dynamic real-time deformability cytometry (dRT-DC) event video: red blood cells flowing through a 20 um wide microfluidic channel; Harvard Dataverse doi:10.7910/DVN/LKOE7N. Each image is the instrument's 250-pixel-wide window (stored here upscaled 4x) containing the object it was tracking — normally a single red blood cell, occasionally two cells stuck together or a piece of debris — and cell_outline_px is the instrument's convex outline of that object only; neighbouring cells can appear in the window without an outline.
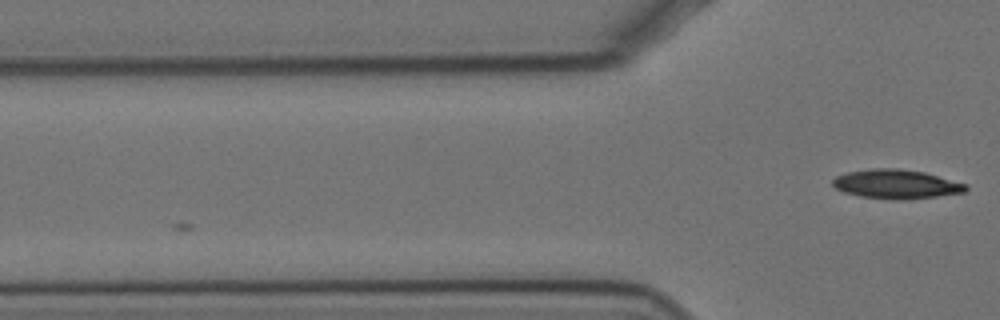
{"species": "Egyptian fruit bat (a non-hibernating species)", "species_latin": "Rousettus aegyptiacus", "temperature_condition": "cold", "stored_images_in_passage": 4, "camera_frame_rate_fps": 3000, "um_per_image_px": 0.085, "animal": {"sex": "female"}, "frame": {"image": 1, "passage_image": 4, "time_ms": 1.0, "image_size_px": [1000, 320], "cell_outline_px": [[968, 188], [964, 192], [908, 200], [860, 196], [844, 192], [836, 188], [832, 184], [832, 180], [836, 176], [848, 172], [872, 168], [896, 168], [924, 172], [968, 184]], "centroid_in_image_um": [76.19, 15.64], "position_along_channel_um": 49.6, "area_um2": 22.43}}